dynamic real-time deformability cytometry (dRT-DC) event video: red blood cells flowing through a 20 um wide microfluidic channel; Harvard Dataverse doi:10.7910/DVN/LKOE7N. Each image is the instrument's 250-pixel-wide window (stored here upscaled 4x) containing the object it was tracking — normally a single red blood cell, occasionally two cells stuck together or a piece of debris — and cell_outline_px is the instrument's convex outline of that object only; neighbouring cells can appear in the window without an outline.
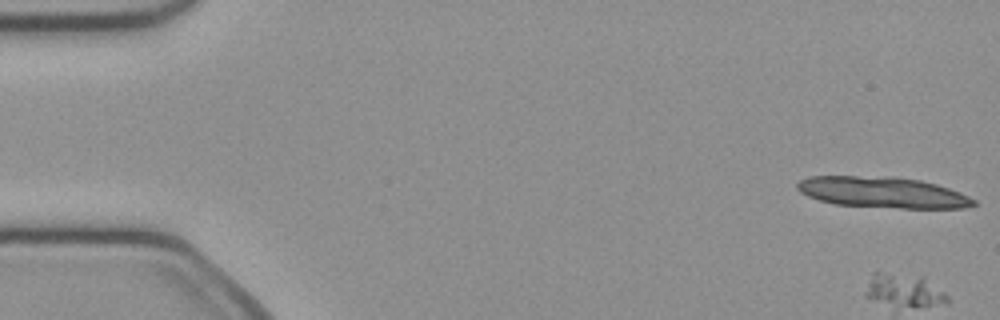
{"species": "common noctule bat (a hibernating species)", "species_latin": "Nyctalus noctula", "temperature_condition": "cold", "stored_images_in_passage": 3, "camera_frame_rate_fps": 3000, "um_per_image_px": 0.085, "animal": {"sex": "female", "body_mass_g": 21.9}, "frame": {"image": 1, "passage_image": 1, "time_ms": 0.0, "image_size_px": [1000, 320], "cell_outline_px": [[976, 204], [964, 208], [900, 208], [836, 204], [820, 200], [808, 196], [800, 192], [796, 188], [796, 184], [800, 180], [808, 176], [892, 176], [920, 180], [936, 184], [948, 188], [968, 196], [976, 200]], "centroid_in_image_um": [75.01, 16.34], "position_along_channel_um": 10.0, "area_um2": 31.79}}